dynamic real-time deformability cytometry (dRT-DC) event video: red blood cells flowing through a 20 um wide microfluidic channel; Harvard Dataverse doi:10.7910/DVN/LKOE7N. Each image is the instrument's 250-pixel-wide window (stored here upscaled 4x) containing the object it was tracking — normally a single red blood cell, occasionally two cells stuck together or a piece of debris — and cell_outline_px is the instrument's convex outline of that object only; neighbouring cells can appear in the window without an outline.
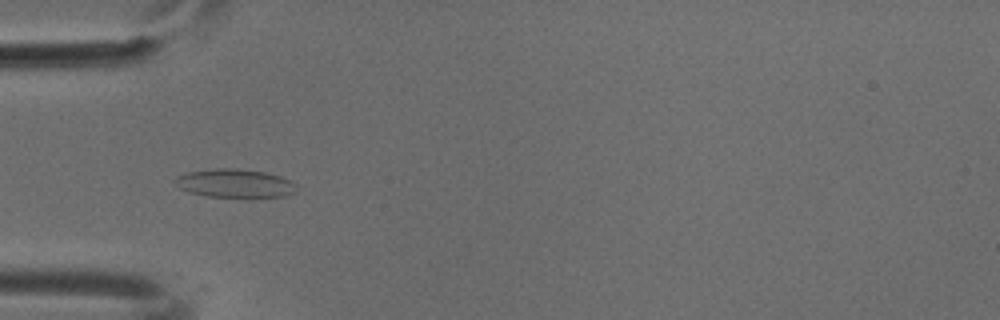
{"species": "common noctule bat (a hibernating species)", "species_latin": "Nyctalus noctula", "temperature_condition": "cold", "stored_images_in_passage": 45, "camera_frame_rate_fps": 3000, "um_per_image_px": 0.085, "animal": {"sex": "male", "body_mass_g": 18.8}, "frame": {"image": 1, "passage_image": 11, "time_ms": 3.333, "image_size_px": [1000, 320], "cell_outline_px": [[296, 192], [284, 196], [252, 200], [248, 200], [204, 196], [188, 192], [180, 188], [172, 180], [176, 176], [188, 172], [216, 168], [236, 168], [264, 172], [280, 176], [292, 180], [296, 184]], "centroid_in_image_um": [20.0, 15.63], "position_along_channel_um": 65.0, "area_um2": 21.27}}
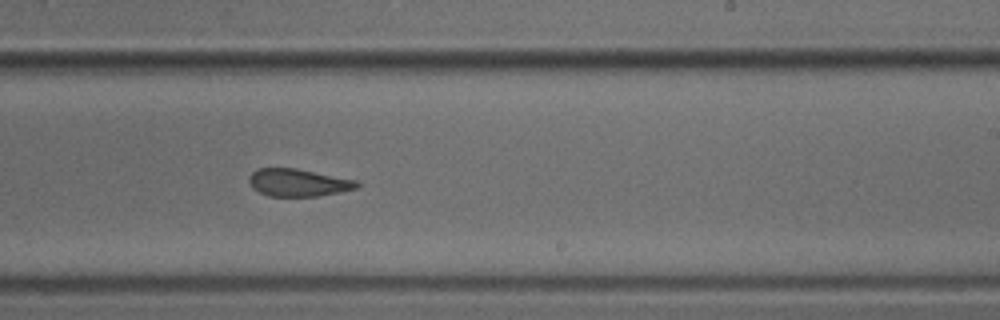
{"frame": {"image": 2, "passage_image": 26, "time_ms": 8.333, "image_size_px": [1000, 320], "cell_outline_px": [[360, 184], [356, 188], [340, 192], [316, 196], [268, 196], [252, 188], [248, 180], [248, 176], [256, 168], [296, 168], [356, 180]], "centroid_in_image_um": [25.3, 15.51], "position_along_channel_um": 263.7, "area_um2": 17.28}}
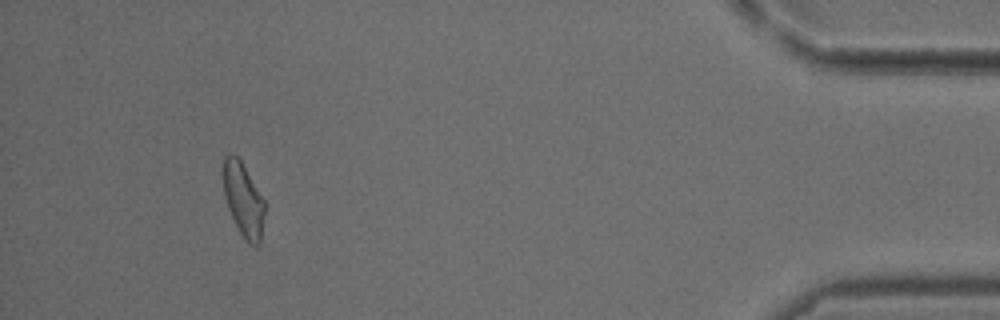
{"frame": {"image": 3, "passage_image": 42, "time_ms": 13.667, "image_size_px": [1000, 320], "cell_outline_px": [[264, 212], [260, 244], [256, 248], [248, 244], [244, 240], [228, 208], [224, 196], [224, 156], [228, 152], [232, 152], [240, 160], [264, 200]], "centroid_in_image_um": [20.68, 17.01], "position_along_channel_um": 414.5, "area_um2": 17.57}}